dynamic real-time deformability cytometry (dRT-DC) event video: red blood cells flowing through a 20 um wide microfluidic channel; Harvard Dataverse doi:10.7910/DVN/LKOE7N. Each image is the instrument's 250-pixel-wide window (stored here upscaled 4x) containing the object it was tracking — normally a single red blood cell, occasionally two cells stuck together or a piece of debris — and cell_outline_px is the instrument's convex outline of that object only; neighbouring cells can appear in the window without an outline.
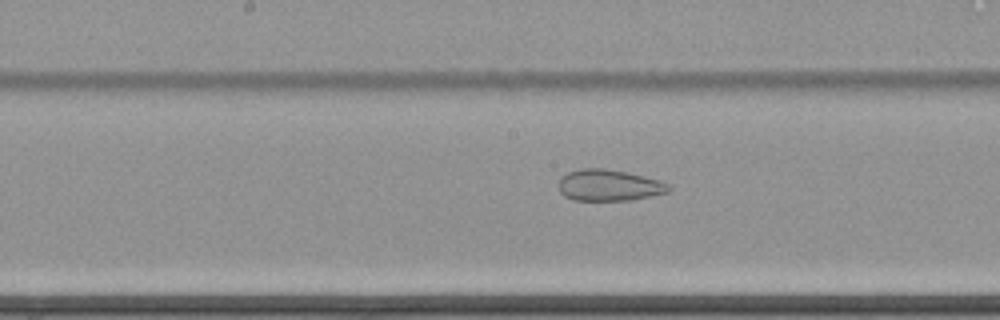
{"species": "common noctule bat (a hibernating species)", "species_latin": "Nyctalus noctula", "temperature_condition": "cold", "stored_images_in_passage": 63, "camera_frame_rate_fps": 3000, "um_per_image_px": 0.085, "animal": {"sex": "female", "body_mass_g": 22.7, "forearm_length_mm": 54.2}, "frame": {"image": 1, "passage_image": 35, "time_ms": 11.333, "image_size_px": [1000, 320], "cell_outline_px": [[672, 188], [668, 192], [632, 200], [572, 200], [564, 196], [560, 192], [560, 176], [568, 172], [580, 168], [604, 168], [628, 172], [660, 180], [668, 184]], "centroid_in_image_um": [51.77, 15.74], "position_along_channel_um": 196.4, "area_um2": 20.23}}
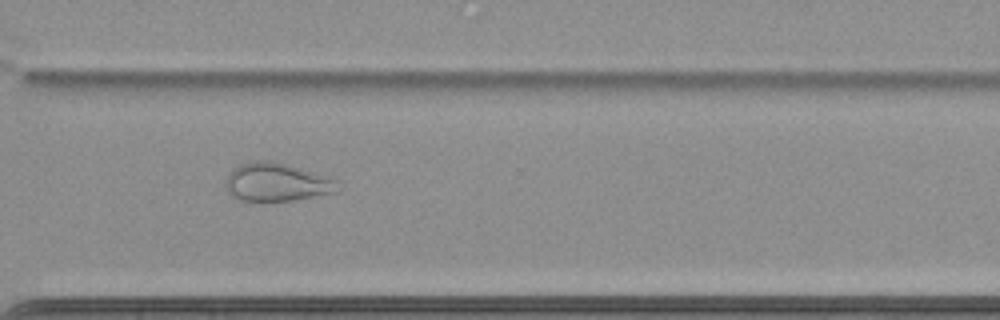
{"frame": {"image": 2, "passage_image": 48, "time_ms": 15.667, "image_size_px": [1000, 320], "cell_outline_px": [[336, 192], [292, 200], [240, 200], [232, 196], [228, 192], [224, 184], [228, 176], [240, 164], [252, 160], [268, 160], [300, 168], [336, 180]], "centroid_in_image_um": [23.46, 15.48], "position_along_channel_um": 347.1, "area_um2": 24.28}}
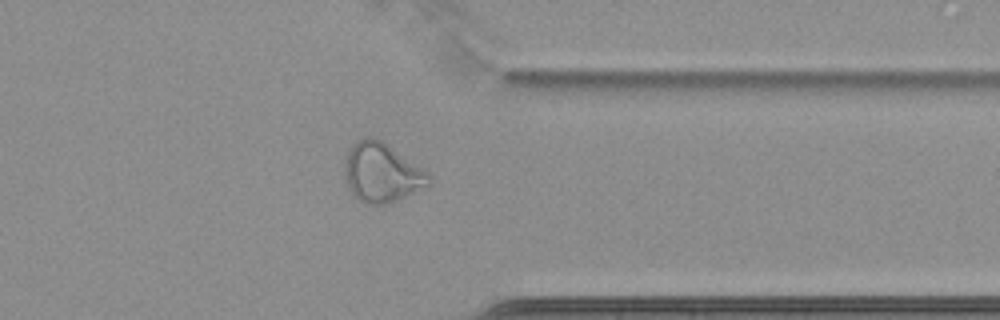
{"frame": {"image": 3, "passage_image": 51, "time_ms": 16.667, "image_size_px": [1000, 320], "cell_outline_px": [[432, 184], [388, 204], [364, 204], [348, 188], [344, 176], [344, 164], [348, 152], [352, 144], [356, 140], [364, 136], [372, 136], [388, 144], [428, 172], [432, 176]], "centroid_in_image_um": [32.45, 14.66], "position_along_channel_um": 379.0, "area_um2": 29.3}}